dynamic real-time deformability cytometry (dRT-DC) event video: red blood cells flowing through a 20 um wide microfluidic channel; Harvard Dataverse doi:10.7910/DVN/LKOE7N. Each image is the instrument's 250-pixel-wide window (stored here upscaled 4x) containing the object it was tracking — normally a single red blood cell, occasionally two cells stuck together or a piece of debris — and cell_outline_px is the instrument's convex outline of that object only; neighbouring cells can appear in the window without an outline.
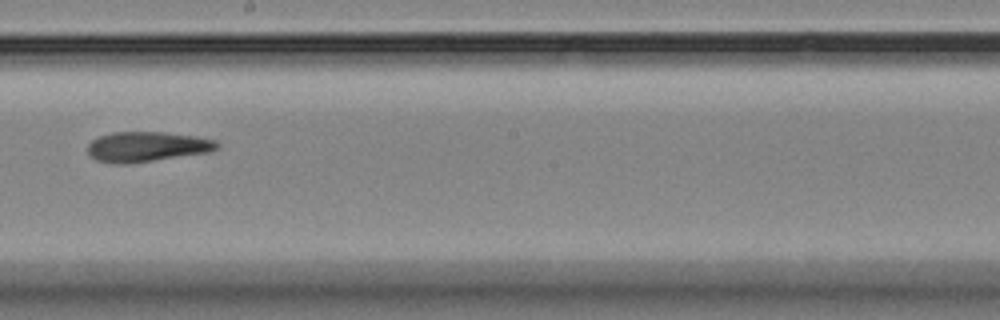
{"species": "Egyptian fruit bat (a non-hibernating species)", "species_latin": "Rousettus aegyptiacus", "temperature_condition": "room temperature", "stored_images_in_passage": 15, "camera_frame_rate_fps": 3000, "um_per_image_px": 0.085, "animal": {"sex": "female"}, "frame": {"image": 1, "passage_image": 9, "time_ms": 10.0, "image_size_px": [1000, 320], "cell_outline_px": [[220, 144], [216, 148], [208, 152], [128, 164], [112, 164], [96, 160], [88, 156], [88, 144], [92, 140], [100, 136], [112, 132], [164, 132], [196, 136], [216, 140]], "centroid_in_image_um": [12.44, 12.47], "position_along_channel_um": 235.8, "area_um2": 22.72}}
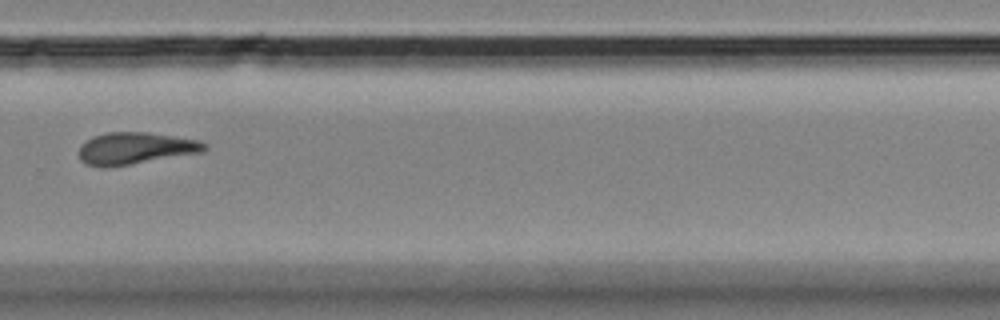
{"frame": {"image": 2, "passage_image": 11, "time_ms": 12.333, "image_size_px": [1000, 320], "cell_outline_px": [[208, 148], [204, 152], [108, 168], [100, 168], [84, 164], [80, 160], [80, 148], [92, 136], [108, 132], [148, 132], [200, 140], [208, 144]], "centroid_in_image_um": [11.54, 12.62], "position_along_channel_um": 318.3, "area_um2": 23.64}, "authors_computed_cell_mechanics": {"area_um2": 23.6402, "velocity_mm_per_s": 3.5359, "shape_relaxation_time_tau1_ms": 3.9754, "shape_relaxation_time_tau2_ms": null, "deformation_change_tau1": 0.1732, "deformation_change_tau2": null}}